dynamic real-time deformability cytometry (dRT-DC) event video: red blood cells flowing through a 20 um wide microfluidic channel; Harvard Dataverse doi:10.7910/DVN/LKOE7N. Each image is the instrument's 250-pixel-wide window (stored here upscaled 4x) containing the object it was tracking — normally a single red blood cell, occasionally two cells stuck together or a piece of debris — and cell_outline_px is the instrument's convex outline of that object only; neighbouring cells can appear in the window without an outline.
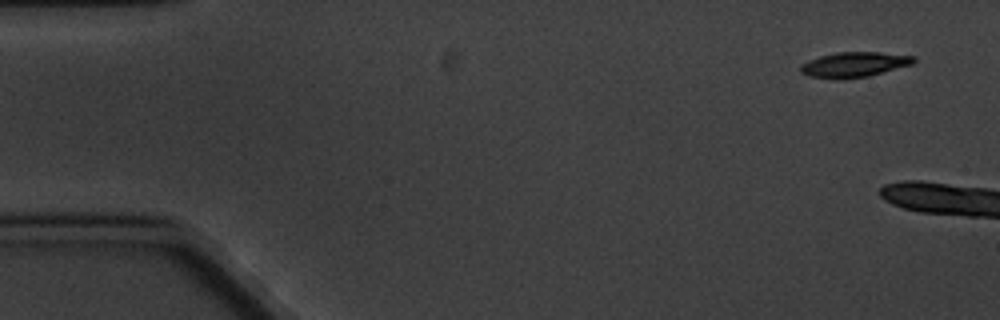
{"species": "common noctule bat (a hibernating species)", "species_latin": "Nyctalus noctula", "temperature_condition": "cold", "stored_images_in_passage": 3, "camera_frame_rate_fps": 3000, "um_per_image_px": 0.085, "animal": {"sex": "male", "body_mass_g": 20.1, "forearm_length_mm": 53.5}, "frame": {"image": 1, "passage_image": 1, "time_ms": 0.0, "image_size_px": [1000, 320], "cell_outline_px": [[916, 60], [912, 64], [868, 76], [844, 80], [840, 80], [808, 76], [800, 72], [800, 64], [808, 60], [820, 56], [836, 52], [880, 52], [916, 56]], "centroid_in_image_um": [72.57, 5.49], "position_along_channel_um": 12.4, "area_um2": 16.76}}